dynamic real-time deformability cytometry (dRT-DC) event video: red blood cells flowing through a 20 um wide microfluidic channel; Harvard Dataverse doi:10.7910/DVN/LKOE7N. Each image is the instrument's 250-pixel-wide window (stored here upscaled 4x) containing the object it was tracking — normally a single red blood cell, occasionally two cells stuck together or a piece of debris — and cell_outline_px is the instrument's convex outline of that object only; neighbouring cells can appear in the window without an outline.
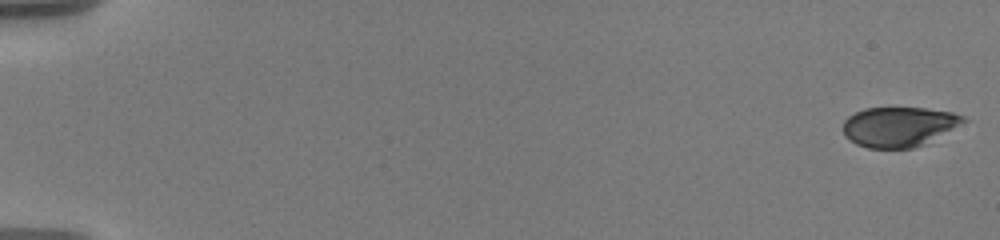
{"species": "human", "species_latin": "Homo sapiens", "temperature_condition": "warm", "stored_images_in_passage": 31, "camera_frame_rate_fps": 3000, "um_per_image_px": 0.085, "donor": {"sex": "male"}, "frame": {"image": 1, "passage_image": 1, "time_ms": 0.0, "image_size_px": [1000, 240], "cell_outline_px": [[968, 120], [924, 144], [912, 148], [868, 148], [856, 144], [844, 136], [844, 120], [848, 116], [864, 108], [924, 108], [952, 112], [964, 116]], "centroid_in_image_um": [76.38, 10.76], "position_along_channel_um": 8.6, "area_um2": 27.74}}
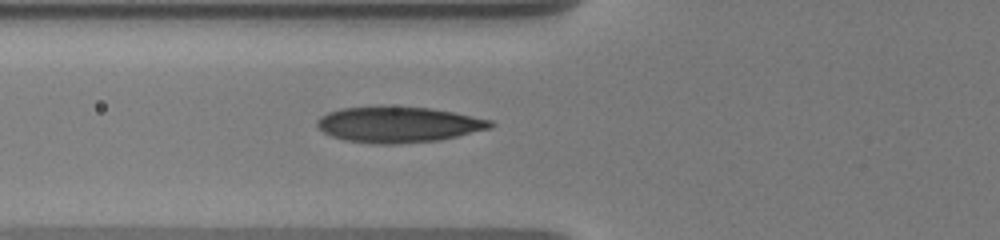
{"frame": {"image": 2, "passage_image": 18, "time_ms": 7.333, "image_size_px": [1000, 240], "cell_outline_px": [[496, 124], [492, 128], [440, 140], [392, 144], [376, 144], [344, 140], [332, 136], [324, 132], [316, 124], [316, 120], [320, 116], [328, 112], [340, 108], [428, 108], [452, 112], [492, 120]], "centroid_in_image_um": [33.89, 10.61], "position_along_channel_um": 91.9, "area_um2": 35.49}}
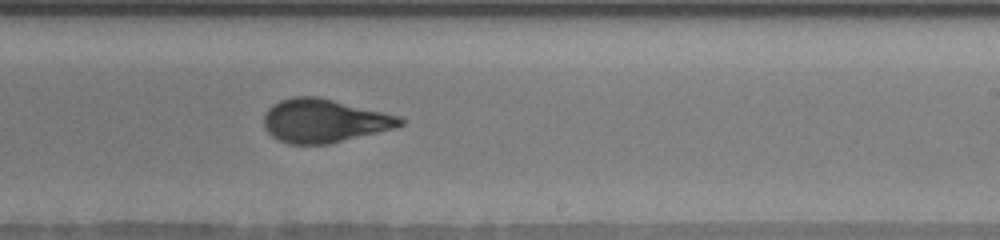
{"frame": {"image": 3, "passage_image": 31, "time_ms": 12.0, "image_size_px": [1000, 240], "cell_outline_px": [[404, 124], [396, 128], [328, 144], [288, 144], [272, 136], [264, 128], [264, 116], [268, 108], [272, 104], [280, 100], [292, 96], [320, 96], [400, 116], [404, 120]], "centroid_in_image_um": [27.55, 10.25], "position_along_channel_um": 261.4, "area_um2": 34.74}}